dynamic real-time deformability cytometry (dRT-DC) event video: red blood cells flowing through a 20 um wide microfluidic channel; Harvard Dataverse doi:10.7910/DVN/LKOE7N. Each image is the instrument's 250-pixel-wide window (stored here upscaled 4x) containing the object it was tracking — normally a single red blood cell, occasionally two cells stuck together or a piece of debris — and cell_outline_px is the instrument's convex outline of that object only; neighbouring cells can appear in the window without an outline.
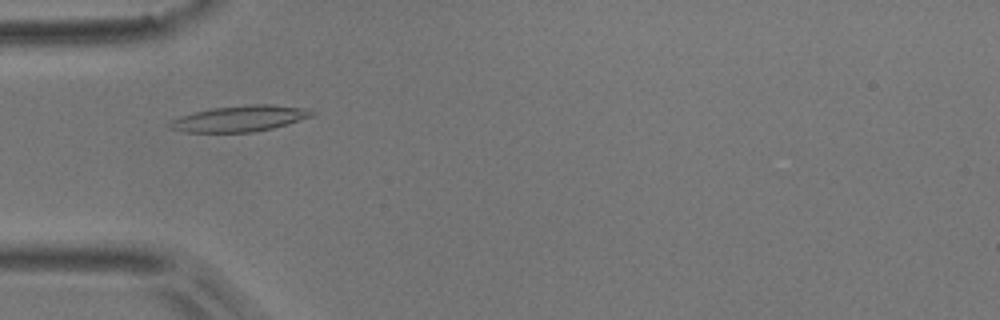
{"species": "common noctule bat (a hibernating species)", "species_latin": "Nyctalus noctula", "temperature_condition": "room temperature", "stored_images_in_passage": 9, "camera_frame_rate_fps": 3000, "um_per_image_px": 0.085, "animal": {"sex": "male", "body_mass_g": 17.9}, "frame": {"image": 1, "passage_image": 4, "time_ms": 1.0, "image_size_px": [1000, 320], "cell_outline_px": [[316, 112], [312, 116], [288, 124], [256, 132], [188, 132], [168, 128], [164, 124], [180, 116], [212, 108], [252, 104], [272, 104], [308, 108]], "centroid_in_image_um": [20.39, 10.08], "position_along_channel_um": 64.6, "area_um2": 21.62}}
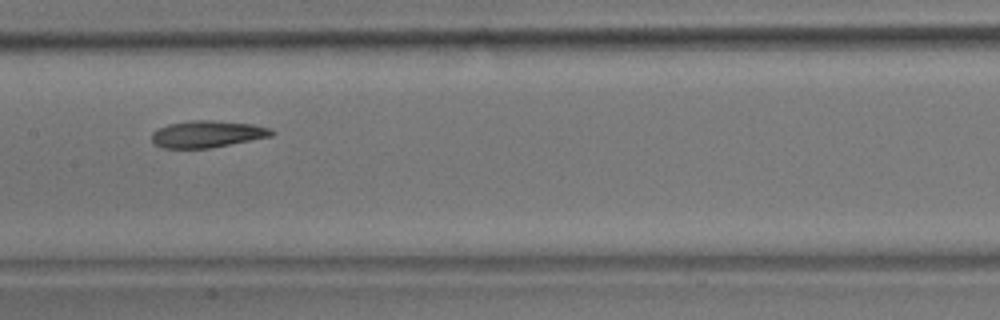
{"frame": {"image": 2, "passage_image": 7, "time_ms": 2.0, "image_size_px": [1000, 320], "cell_outline_px": [[276, 132], [272, 136], [212, 148], [164, 148], [156, 144], [152, 140], [152, 132], [168, 124], [192, 120], [212, 120], [252, 124], [272, 128]], "centroid_in_image_um": [17.66, 11.39], "position_along_channel_um": 189.7, "area_um2": 18.79}}
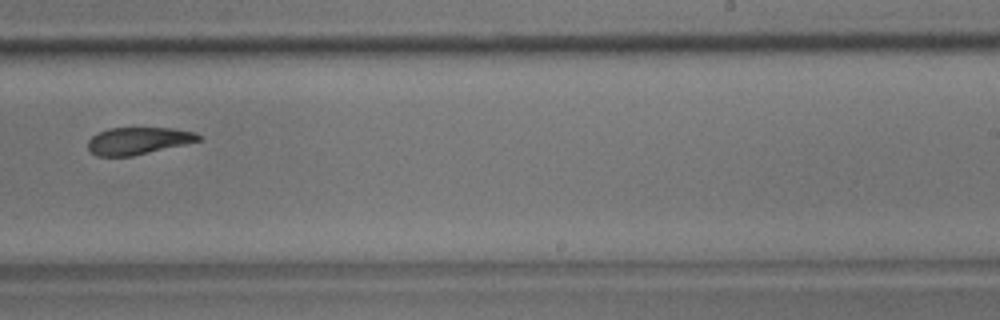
{"frame": {"image": 3, "passage_image": 9, "time_ms": 2.667, "image_size_px": [1000, 320], "cell_outline_px": [[204, 136], [200, 140], [184, 144], [132, 156], [96, 156], [88, 148], [88, 140], [96, 132], [108, 128], [172, 128], [196, 132]], "centroid_in_image_um": [11.74, 11.95], "position_along_channel_um": 277.3, "area_um2": 17.51}}